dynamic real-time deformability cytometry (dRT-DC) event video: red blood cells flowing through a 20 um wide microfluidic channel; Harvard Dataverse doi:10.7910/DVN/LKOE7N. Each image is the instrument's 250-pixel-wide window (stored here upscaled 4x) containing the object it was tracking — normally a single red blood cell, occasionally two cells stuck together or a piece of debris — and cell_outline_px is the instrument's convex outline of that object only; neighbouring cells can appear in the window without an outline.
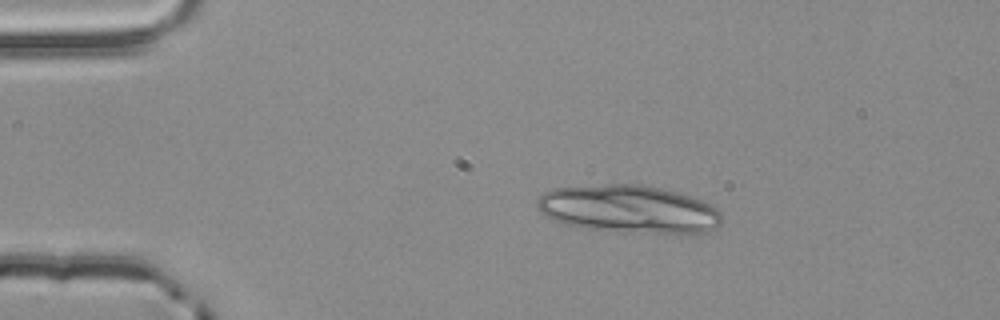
{"species": "common noctule bat (a hibernating species)", "species_latin": "Nyctalus noctula", "temperature_condition": "room temperature", "stored_images_in_passage": 16, "camera_frame_rate_fps": 3000, "um_per_image_px": 0.085, "animal": {"sex": "male", "body_mass_g": 20.4}, "frame": {"image": 1, "passage_image": 3, "time_ms": 0.667, "image_size_px": [1000, 320], "cell_outline_px": [[724, 220], [716, 228], [708, 232], [652, 232], [580, 228], [556, 220], [548, 216], [536, 204], [536, 200], [544, 192], [552, 188], [608, 184], [640, 184], [660, 188], [692, 196], [704, 200], [712, 204], [720, 212]], "centroid_in_image_um": [53.5, 17.75], "position_along_channel_um": 31.5, "area_um2": 50.92}}